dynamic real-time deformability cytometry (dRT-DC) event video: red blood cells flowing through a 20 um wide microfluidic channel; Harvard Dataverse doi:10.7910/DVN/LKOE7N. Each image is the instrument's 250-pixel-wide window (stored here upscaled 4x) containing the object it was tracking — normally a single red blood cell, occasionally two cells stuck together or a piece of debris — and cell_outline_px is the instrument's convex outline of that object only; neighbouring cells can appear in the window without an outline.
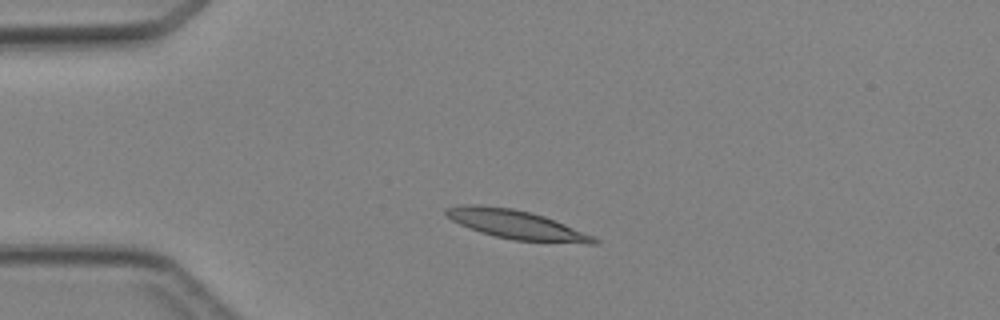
{"species": "Egyptian fruit bat (a non-hibernating species)", "species_latin": "Rousettus aegyptiacus", "temperature_condition": "cold", "stored_images_in_passage": 3, "camera_frame_rate_fps": 3000, "um_per_image_px": 0.085, "animal": {"sex": "female"}, "frame": {"image": 1, "passage_image": 2, "time_ms": 1.0, "image_size_px": [1000, 320], "cell_outline_px": [[600, 240], [596, 244], [588, 244], [512, 240], [480, 232], [460, 224], [452, 220], [444, 212], [444, 208], [464, 204], [480, 204], [512, 208], [532, 212], [544, 216], [564, 224], [592, 236]], "centroid_in_image_um": [43.86, 19.08], "position_along_channel_um": 41.1, "area_um2": 24.85}}